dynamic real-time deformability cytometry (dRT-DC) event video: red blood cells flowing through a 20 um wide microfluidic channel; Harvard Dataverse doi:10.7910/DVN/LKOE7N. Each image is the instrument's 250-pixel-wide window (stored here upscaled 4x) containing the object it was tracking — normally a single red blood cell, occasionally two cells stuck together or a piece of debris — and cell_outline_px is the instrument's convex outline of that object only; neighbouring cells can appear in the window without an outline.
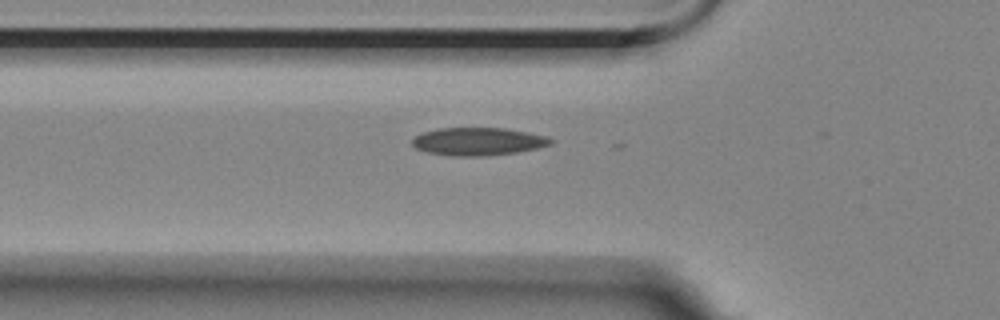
{"species": "Egyptian fruit bat (a non-hibernating species)", "species_latin": "Rousettus aegyptiacus", "temperature_condition": "room temperature", "stored_images_in_passage": 4, "camera_frame_rate_fps": 3000, "um_per_image_px": 0.085, "animal": {"sex": "female"}, "frame": {"image": 1, "passage_image": 4, "time_ms": 5.0, "image_size_px": [1000, 320], "cell_outline_px": [[556, 140], [552, 144], [536, 148], [516, 152], [488, 156], [448, 156], [428, 152], [416, 148], [412, 144], [412, 140], [420, 132], [436, 128], [504, 128], [528, 132], [548, 136]], "centroid_in_image_um": [40.65, 12.02], "position_along_channel_um": 85.2, "area_um2": 22.72}}